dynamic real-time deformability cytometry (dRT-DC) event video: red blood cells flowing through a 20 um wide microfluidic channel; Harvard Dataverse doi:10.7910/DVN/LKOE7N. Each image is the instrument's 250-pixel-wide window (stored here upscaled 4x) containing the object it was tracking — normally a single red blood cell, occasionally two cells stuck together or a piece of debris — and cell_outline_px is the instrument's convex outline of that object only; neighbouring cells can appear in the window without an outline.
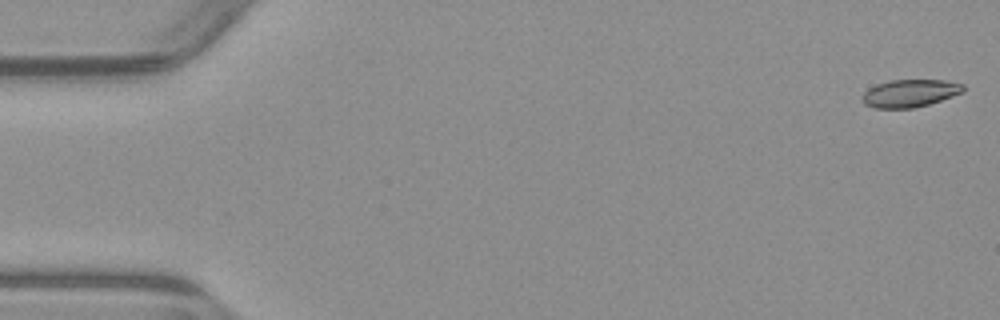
{"species": "common noctule bat (a hibernating species)", "species_latin": "Nyctalus noctula", "temperature_condition": "warm", "stored_images_in_passage": 53, "camera_frame_rate_fps": 3000, "um_per_image_px": 0.085, "animal": {"sex": "male", "body_mass_g": 23.1, "forearm_length_mm": 52.7}, "frame": {"image": 1, "passage_image": 1, "time_ms": 0.0, "image_size_px": [1000, 320], "cell_outline_px": [[964, 92], [928, 104], [912, 108], [872, 108], [864, 104], [860, 100], [860, 96], [868, 88], [876, 84], [888, 80], [944, 80], [964, 84]], "centroid_in_image_um": [77.28, 7.92], "position_along_channel_um": 7.7, "area_um2": 16.42}}
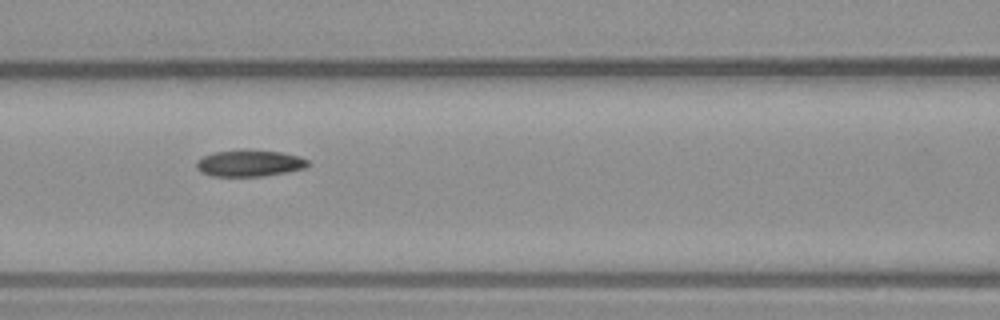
{"frame": {"image": 2, "passage_image": 23, "time_ms": 7.333, "image_size_px": [1000, 320], "cell_outline_px": [[308, 164], [304, 168], [288, 172], [264, 176], [212, 176], [200, 172], [196, 168], [196, 160], [212, 152], [244, 148], [280, 152], [300, 156], [308, 160]], "centroid_in_image_um": [21.17, 13.85], "position_along_channel_um": 145.4, "area_um2": 17.63}}
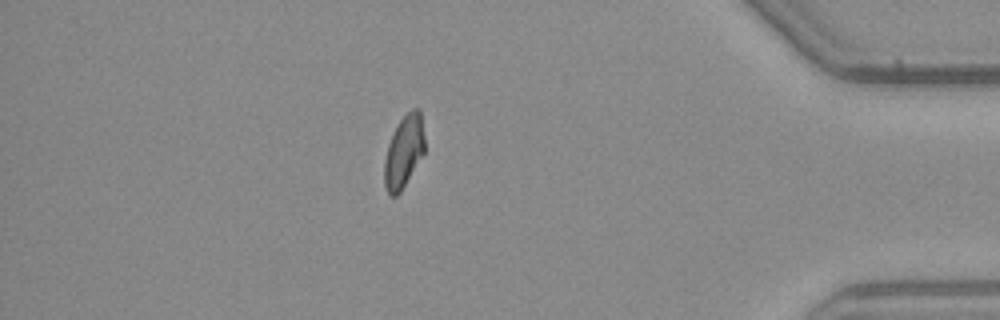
{"frame": {"image": 3, "passage_image": 46, "time_ms": 15.0, "image_size_px": [1000, 320], "cell_outline_px": [[424, 152], [400, 192], [396, 196], [388, 196], [384, 184], [384, 160], [388, 144], [400, 120], [412, 108], [420, 108], [424, 136]], "centroid_in_image_um": [34.31, 12.9], "position_along_channel_um": 400.9, "area_um2": 16.76}, "authors_computed_cell_mechanics": {"area_um2": 17.2244, "velocity_mm_per_s": 3.9069, "shape_relaxation_time_tau1_ms": null, "shape_relaxation_time_tau2_ms": 7.4525, "deformation_change_tau1": null, "deformation_change_tau2": 0.1211}}